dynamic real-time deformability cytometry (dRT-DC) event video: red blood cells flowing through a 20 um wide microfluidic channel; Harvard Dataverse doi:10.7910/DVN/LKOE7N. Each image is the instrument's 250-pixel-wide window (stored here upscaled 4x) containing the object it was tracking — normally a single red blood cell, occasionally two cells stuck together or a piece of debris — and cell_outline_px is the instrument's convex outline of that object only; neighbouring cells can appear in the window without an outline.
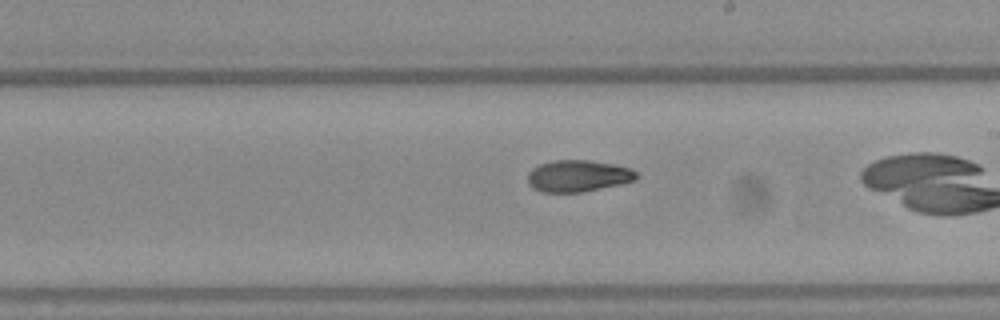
{"species": "Egyptian fruit bat (a non-hibernating species)", "species_latin": "Rousettus aegyptiacus", "temperature_condition": "warm", "stored_images_in_passage": 37, "camera_frame_rate_fps": 3000, "um_per_image_px": 0.085, "frame": {"image": 1, "passage_image": 27, "time_ms": 8.667, "image_size_px": [1000, 320], "cell_outline_px": [[636, 180], [580, 192], [544, 192], [532, 188], [528, 180], [528, 172], [532, 168], [540, 164], [552, 160], [588, 160], [612, 164], [632, 168], [636, 172]], "centroid_in_image_um": [49.1, 14.94], "position_along_channel_um": 239.9, "area_um2": 19.83}}